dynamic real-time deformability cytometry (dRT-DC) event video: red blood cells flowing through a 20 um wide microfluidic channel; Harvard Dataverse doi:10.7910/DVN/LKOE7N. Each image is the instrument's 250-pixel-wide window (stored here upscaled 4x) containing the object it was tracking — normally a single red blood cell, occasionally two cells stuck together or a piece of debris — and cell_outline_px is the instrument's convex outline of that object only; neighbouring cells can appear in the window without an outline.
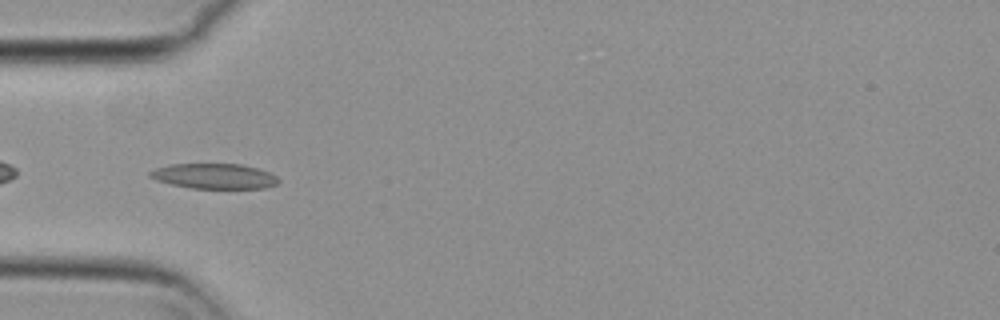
{"species": "common noctule bat (a hibernating species)", "species_latin": "Nyctalus noctula", "temperature_condition": "cold", "stored_images_in_passage": 45, "camera_frame_rate_fps": 3000, "um_per_image_px": 0.085, "animal": {"sex": "female", "body_mass_g": 29.2, "forearm_length_mm": 56.3}, "frame": {"image": 1, "passage_image": 10, "time_ms": 3.0, "image_size_px": [1000, 320], "cell_outline_px": [[280, 184], [264, 188], [192, 188], [172, 184], [156, 180], [148, 176], [148, 172], [156, 168], [172, 164], [240, 164], [256, 168], [268, 172], [276, 176], [280, 180]], "centroid_in_image_um": [18.23, 14.97], "position_along_channel_um": 66.8, "area_um2": 18.79}}
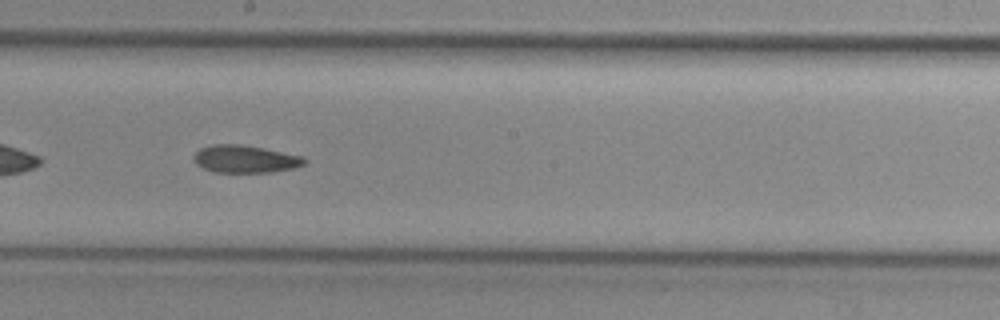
{"frame": {"image": 2, "passage_image": 23, "time_ms": 7.333, "image_size_px": [1000, 320], "cell_outline_px": [[308, 160], [304, 164], [296, 168], [272, 172], [212, 172], [196, 164], [192, 156], [200, 148], [212, 144], [240, 144], [264, 148], [304, 156]], "centroid_in_image_um": [20.86, 13.51], "position_along_channel_um": 227.3, "area_um2": 17.98}}
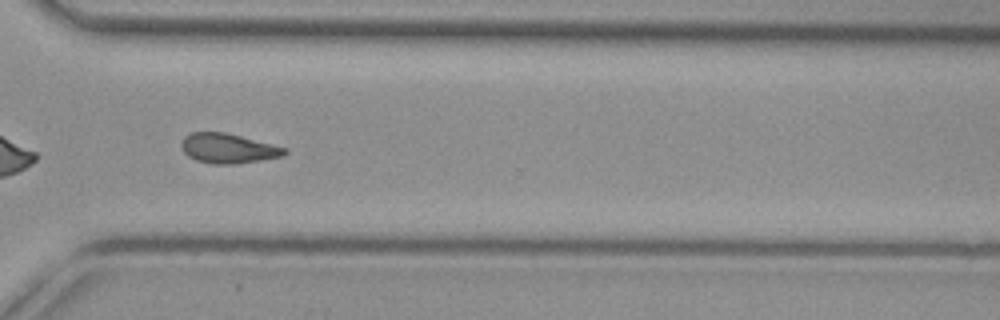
{"frame": {"image": 3, "passage_image": 33, "time_ms": 10.667, "image_size_px": [1000, 320], "cell_outline_px": [[288, 152], [284, 156], [236, 164], [212, 164], [196, 160], [188, 156], [184, 152], [180, 144], [184, 136], [192, 132], [224, 132], [288, 148]], "centroid_in_image_um": [19.39, 12.62], "position_along_channel_um": 351.2, "area_um2": 17.92}, "authors_computed_cell_mechanics": {"area_um2": 17.9758, "velocity_mm_per_s": 3.7114, "shape_relaxation_time_tau1_ms": null, "shape_relaxation_time_tau2_ms": 9.844, "deformation_change_tau1": null, "deformation_change_tau2": 0.1863}}